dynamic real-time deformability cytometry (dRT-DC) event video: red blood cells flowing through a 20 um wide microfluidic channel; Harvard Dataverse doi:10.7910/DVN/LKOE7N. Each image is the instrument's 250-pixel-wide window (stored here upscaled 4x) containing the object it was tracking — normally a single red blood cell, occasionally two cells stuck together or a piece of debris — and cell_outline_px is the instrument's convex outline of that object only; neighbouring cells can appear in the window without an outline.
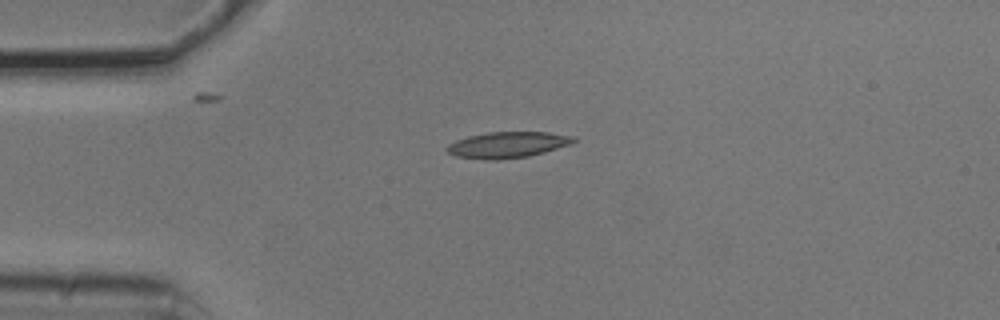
{"species": "common noctule bat (a hibernating species)", "species_latin": "Nyctalus noctula", "temperature_condition": "cold", "stored_images_in_passage": 7, "camera_frame_rate_fps": 3000, "um_per_image_px": 0.085, "animal": {"sex": "male", "body_mass_g": 20.5, "forearm_length_mm": 52.5}, "frame": {"image": 1, "passage_image": 3, "time_ms": 0.667, "image_size_px": [1000, 320], "cell_outline_px": [[576, 140], [572, 144], [544, 152], [528, 156], [500, 160], [484, 160], [456, 156], [448, 152], [444, 148], [448, 144], [456, 140], [468, 136], [488, 132], [548, 132], [576, 136]], "centroid_in_image_um": [43.15, 12.31], "position_along_channel_um": 41.9, "area_um2": 19.42}}
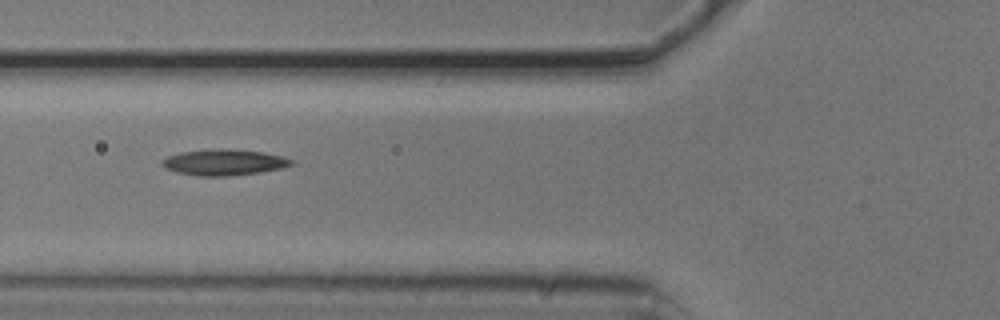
{"frame": {"image": 2, "passage_image": 5, "time_ms": 1.333, "image_size_px": [1000, 320], "cell_outline_px": [[292, 164], [280, 168], [260, 172], [228, 176], [196, 176], [176, 172], [164, 168], [160, 164], [160, 160], [168, 156], [180, 152], [212, 148], [224, 148], [264, 152], [284, 156], [292, 160]], "centroid_in_image_um": [18.97, 13.79], "position_along_channel_um": 106.8, "area_um2": 19.83}}
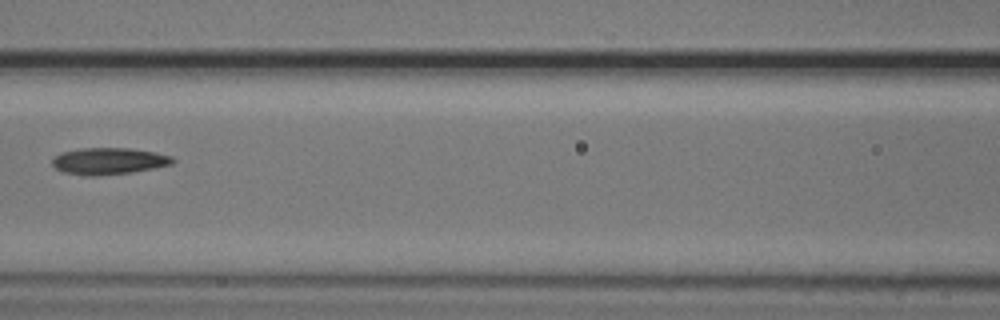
{"frame": {"image": 3, "passage_image": 6, "time_ms": 1.667, "image_size_px": [1000, 320], "cell_outline_px": [[176, 160], [172, 164], [132, 172], [96, 176], [88, 176], [64, 172], [56, 168], [52, 164], [52, 160], [60, 152], [80, 148], [128, 148], [152, 152], [172, 156]], "centroid_in_image_um": [9.23, 13.69], "position_along_channel_um": 157.4, "area_um2": 18.61}}